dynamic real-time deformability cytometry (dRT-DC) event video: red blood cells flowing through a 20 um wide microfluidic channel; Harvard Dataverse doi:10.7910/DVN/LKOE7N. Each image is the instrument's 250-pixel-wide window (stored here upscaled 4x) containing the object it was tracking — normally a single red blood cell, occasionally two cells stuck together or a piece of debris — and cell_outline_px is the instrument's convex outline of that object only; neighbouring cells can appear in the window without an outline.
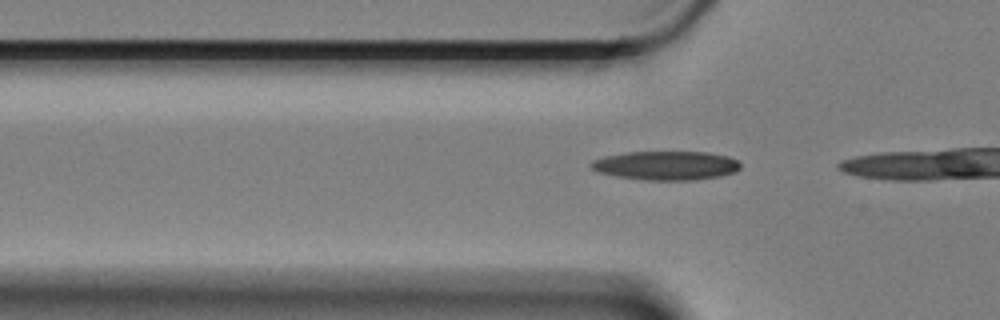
{"species": "Egyptian fruit bat (a non-hibernating species)", "species_latin": "Rousettus aegyptiacus", "temperature_condition": "cold", "stored_images_in_passage": 16, "camera_frame_rate_fps": 3000, "um_per_image_px": 0.085, "animal": {"sex": "female"}, "frame": {"image": 1, "passage_image": 13, "time_ms": 4.0, "image_size_px": [1000, 320], "cell_outline_px": [[740, 168], [736, 172], [720, 176], [692, 180], [648, 180], [616, 176], [600, 172], [592, 168], [588, 164], [592, 160], [604, 156], [628, 152], [708, 152], [728, 156], [736, 160], [740, 164]], "centroid_in_image_um": [56.62, 14.06], "position_along_channel_um": 69.2, "area_um2": 25.14}}